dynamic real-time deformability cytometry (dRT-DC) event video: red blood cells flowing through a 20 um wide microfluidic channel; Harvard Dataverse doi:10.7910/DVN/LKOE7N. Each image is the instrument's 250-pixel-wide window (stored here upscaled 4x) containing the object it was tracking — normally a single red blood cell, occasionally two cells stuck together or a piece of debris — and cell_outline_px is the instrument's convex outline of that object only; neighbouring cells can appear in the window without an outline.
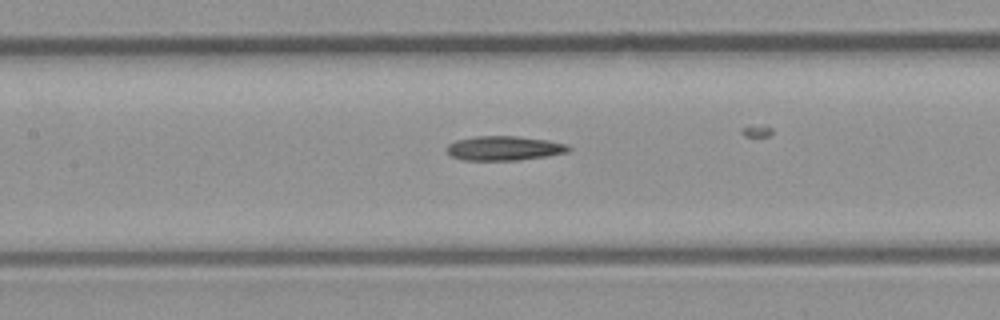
{"species": "common noctule bat (a hibernating species)", "species_latin": "Nyctalus noctula", "temperature_condition": "room temperature", "stored_images_in_passage": 9, "camera_frame_rate_fps": 3000, "um_per_image_px": 0.085, "animal": {"sex": "male", "body_mass_g": 23.1, "forearm_length_mm": 52.7}, "frame": {"image": 1, "passage_image": 6, "time_ms": 6.667, "image_size_px": [1000, 320], "cell_outline_px": [[572, 148], [568, 152], [544, 156], [516, 160], [464, 160], [452, 156], [444, 148], [448, 144], [456, 140], [476, 136], [516, 136], [548, 140], [568, 144]], "centroid_in_image_um": [42.84, 12.59], "position_along_channel_um": 164.6, "area_um2": 17.28}}